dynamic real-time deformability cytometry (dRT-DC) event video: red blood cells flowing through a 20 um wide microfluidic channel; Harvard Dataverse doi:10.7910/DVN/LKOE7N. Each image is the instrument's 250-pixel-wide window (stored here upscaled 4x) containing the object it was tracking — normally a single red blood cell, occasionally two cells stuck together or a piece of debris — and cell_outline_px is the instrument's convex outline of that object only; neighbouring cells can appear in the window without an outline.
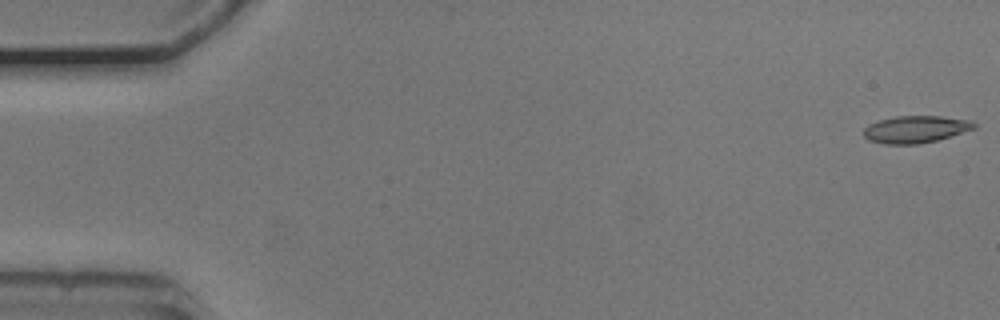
{"species": "common noctule bat (a hibernating species)", "species_latin": "Nyctalus noctula", "temperature_condition": "cold", "stored_images_in_passage": 54, "camera_frame_rate_fps": 3000, "um_per_image_px": 0.085, "animal": {"sex": "male", "body_mass_g": 20.5, "forearm_length_mm": 52.5}, "frame": {"image": 1, "passage_image": 1, "time_ms": 0.0, "image_size_px": [1000, 320], "cell_outline_px": [[976, 128], [936, 140], [916, 144], [884, 144], [868, 140], [864, 136], [864, 128], [868, 124], [880, 120], [896, 116], [940, 116], [972, 120], [976, 124]], "centroid_in_image_um": [77.82, 10.98], "position_along_channel_um": 7.2, "area_um2": 17.4}}
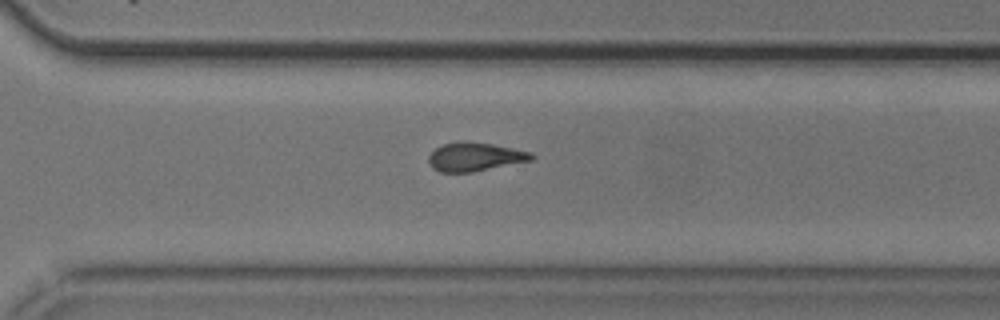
{"frame": {"image": 2, "passage_image": 38, "time_ms": 12.333, "image_size_px": [1000, 320], "cell_outline_px": [[536, 156], [532, 160], [472, 172], [440, 172], [432, 168], [428, 164], [428, 156], [436, 148], [444, 144], [460, 140], [464, 140], [492, 144], [532, 152]], "centroid_in_image_um": [40.35, 13.32], "position_along_channel_um": 330.2, "area_um2": 17.28}}
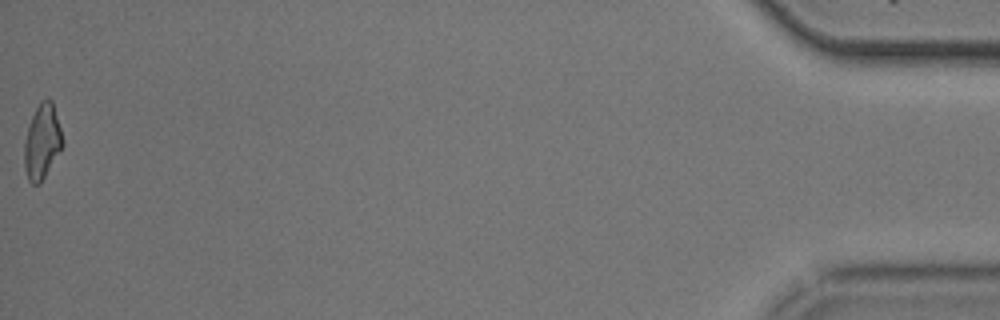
{"frame": {"image": 3, "passage_image": 54, "time_ms": 17.667, "image_size_px": [1000, 320], "cell_outline_px": [[64, 144], [40, 184], [32, 184], [28, 180], [24, 168], [24, 144], [28, 128], [32, 116], [40, 100], [48, 96], [52, 100], [64, 140]], "centroid_in_image_um": [3.59, 12.02], "position_along_channel_um": 431.6, "area_um2": 16.76}, "authors_computed_cell_mechanics": {"area_um2": 17.5134, "velocity_mm_per_s": 3.7562, "shape_relaxation_time_tau1_ms": 9.0087, "shape_relaxation_time_tau2_ms": 6.452, "deformation_change_tau1": 0.1975, "deformation_change_tau2": 0.1475}}